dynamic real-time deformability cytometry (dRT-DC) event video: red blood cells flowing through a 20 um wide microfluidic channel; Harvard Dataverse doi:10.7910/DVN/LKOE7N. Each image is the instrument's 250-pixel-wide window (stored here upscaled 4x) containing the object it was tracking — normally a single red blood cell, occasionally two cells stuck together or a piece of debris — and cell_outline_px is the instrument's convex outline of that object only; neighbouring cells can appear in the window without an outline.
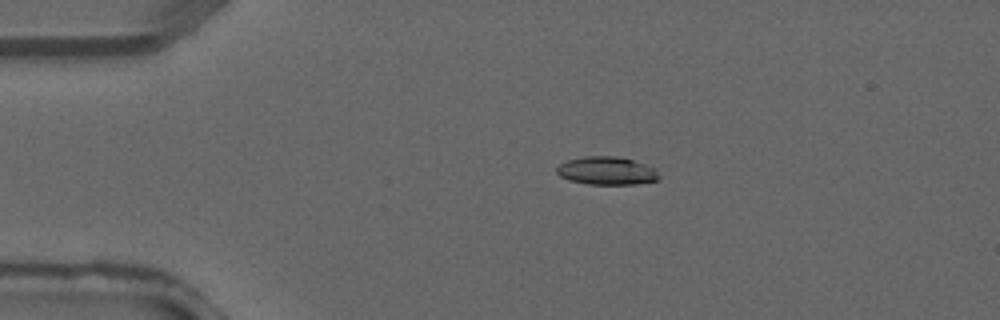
{"species": "common noctule bat (a hibernating species)", "species_latin": "Nyctalus noctula", "temperature_condition": "warm", "stored_images_in_passage": 4, "camera_frame_rate_fps": 3000, "um_per_image_px": 0.085, "animal": {"sex": "male", "forearm_length_mm": 52.5}, "frame": {"image": 1, "passage_image": 2, "time_ms": 0.333, "image_size_px": [1000, 320], "cell_outline_px": [[660, 180], [636, 184], [588, 184], [568, 180], [560, 176], [556, 172], [556, 168], [560, 164], [568, 160], [584, 156], [616, 156], [632, 160], [644, 164], [652, 168], [660, 176]], "centroid_in_image_um": [51.55, 14.52], "position_along_channel_um": 33.5, "area_um2": 16.65}}
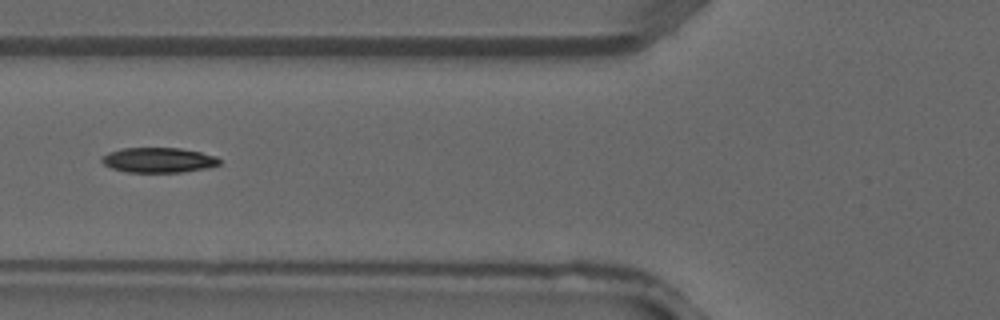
{"frame": {"image": 2, "passage_image": 4, "time_ms": 1.0, "image_size_px": [1000, 320], "cell_outline_px": [[220, 164], [204, 168], [184, 172], [128, 172], [112, 168], [104, 164], [100, 160], [100, 156], [108, 152], [120, 148], [180, 148], [200, 152], [216, 156], [220, 160]], "centroid_in_image_um": [13.43, 13.6], "position_along_channel_um": 112.4, "area_um2": 17.17}}